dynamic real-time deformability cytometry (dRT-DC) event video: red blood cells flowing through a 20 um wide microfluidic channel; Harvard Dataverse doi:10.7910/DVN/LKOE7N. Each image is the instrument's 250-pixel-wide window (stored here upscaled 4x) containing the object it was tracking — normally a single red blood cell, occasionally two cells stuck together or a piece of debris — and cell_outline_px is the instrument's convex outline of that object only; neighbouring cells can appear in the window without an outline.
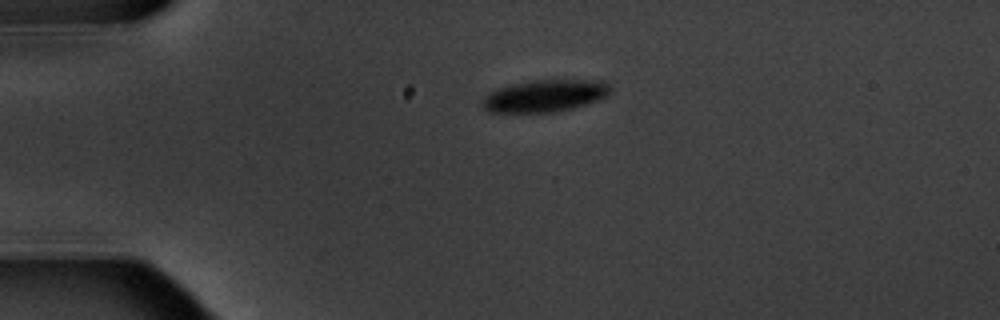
{"species": "common noctule bat (a hibernating species)", "species_latin": "Nyctalus noctula", "temperature_condition": "warm", "stored_images_in_passage": 2, "camera_frame_rate_fps": 3000, "um_per_image_px": 0.085, "animal": {"sex": "male", "body_mass_g": 20.1, "forearm_length_mm": 53.5}, "frame": {"image": 1, "passage_image": 1, "time_ms": 0.0, "image_size_px": [1000, 320], "cell_outline_px": [[612, 92], [608, 96], [572, 108], [552, 112], [488, 112], [480, 104], [480, 100], [488, 92], [496, 88], [512, 84], [532, 80], [604, 80], [612, 88]], "centroid_in_image_um": [46.28, 8.13], "position_along_channel_um": 38.7, "area_um2": 24.16}}